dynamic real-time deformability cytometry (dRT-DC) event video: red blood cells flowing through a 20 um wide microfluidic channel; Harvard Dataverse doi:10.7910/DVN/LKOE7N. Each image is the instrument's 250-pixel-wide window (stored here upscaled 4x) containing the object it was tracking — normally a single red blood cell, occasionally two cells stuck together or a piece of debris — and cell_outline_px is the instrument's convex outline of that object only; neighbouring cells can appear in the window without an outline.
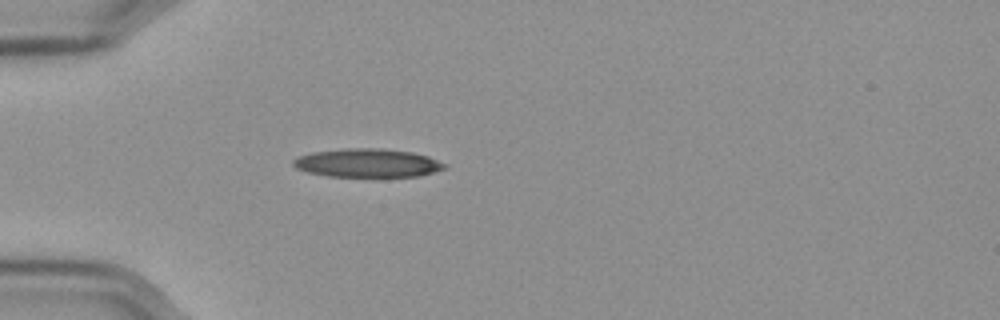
{"species": "Egyptian fruit bat (a non-hibernating species)", "species_latin": "Rousettus aegyptiacus", "temperature_condition": "cold", "stored_images_in_passage": 41, "camera_frame_rate_fps": 3000, "um_per_image_px": 0.085, "frame": {"image": 1, "passage_image": 1, "time_ms": 0.0, "image_size_px": [1000, 320], "cell_outline_px": [[444, 168], [420, 176], [328, 176], [308, 172], [296, 168], [292, 164], [292, 160], [300, 156], [312, 152], [348, 148], [380, 148], [412, 152], [428, 156], [444, 164]], "centroid_in_image_um": [31.19, 13.84], "position_along_channel_um": 53.8, "area_um2": 24.8}}
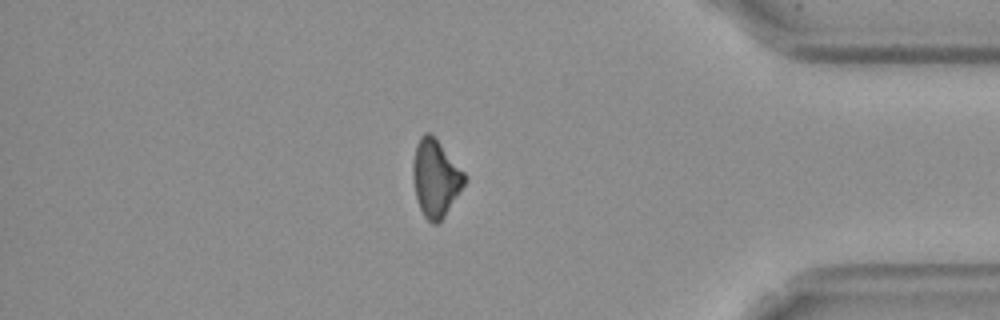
{"frame": {"image": 2, "passage_image": 33, "time_ms": 10.667, "image_size_px": [1000, 320], "cell_outline_px": [[468, 180], [444, 216], [436, 224], [432, 224], [424, 216], [420, 208], [416, 196], [412, 172], [412, 164], [416, 144], [420, 136], [424, 132], [428, 132], [440, 144], [464, 172]], "centroid_in_image_um": [37.02, 15.15], "position_along_channel_um": 398.2, "area_um2": 22.89}}
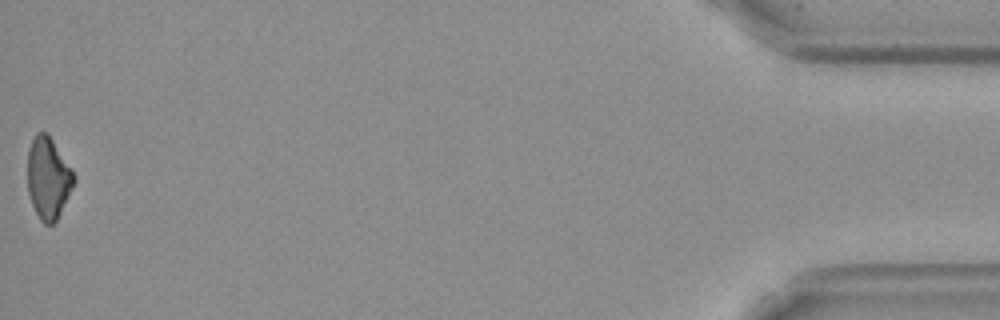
{"frame": {"image": 3, "passage_image": 41, "time_ms": 13.333, "image_size_px": [1000, 320], "cell_outline_px": [[76, 180], [56, 220], [52, 224], [44, 224], [40, 220], [32, 204], [28, 192], [28, 148], [36, 132], [48, 132], [72, 172]], "centroid_in_image_um": [4.07, 15.12], "position_along_channel_um": 431.1, "area_um2": 21.68}}